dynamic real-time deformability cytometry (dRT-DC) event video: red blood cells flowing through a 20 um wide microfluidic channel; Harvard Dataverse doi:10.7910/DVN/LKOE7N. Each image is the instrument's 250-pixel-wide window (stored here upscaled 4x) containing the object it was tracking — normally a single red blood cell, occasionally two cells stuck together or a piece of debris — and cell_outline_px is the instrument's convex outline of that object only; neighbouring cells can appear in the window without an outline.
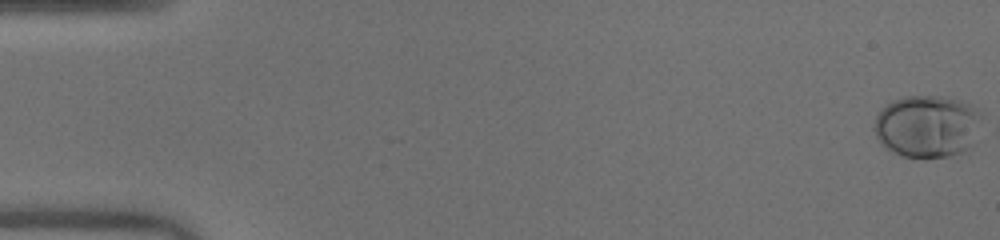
{"species": "human", "species_latin": "Homo sapiens", "temperature_condition": "warm", "stored_images_in_passage": 52, "camera_frame_rate_fps": 3000, "um_per_image_px": 0.085, "donor": {"sex": "male"}, "frame": {"image": 1, "passage_image": 1, "time_ms": 0.0, "image_size_px": [1000, 240], "cell_outline_px": [[976, 116], [972, 144], [964, 152], [948, 156], [904, 156], [884, 148], [880, 144], [872, 128], [876, 116], [892, 100], [908, 96], [948, 96], [972, 104], [976, 108]], "centroid_in_image_um": [78.72, 10.71], "position_along_channel_um": 6.3, "area_um2": 38.26}}
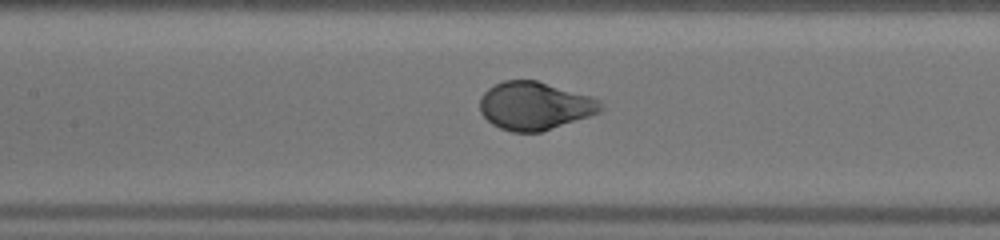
{"frame": {"image": 2, "passage_image": 25, "time_ms": 8.0, "image_size_px": [1000, 240], "cell_outline_px": [[604, 108], [600, 112], [540, 132], [512, 132], [500, 128], [492, 124], [480, 112], [480, 96], [488, 88], [504, 80], [536, 80], [592, 96], [600, 100]], "centroid_in_image_um": [45.45, 8.99], "position_along_channel_um": 162.0, "area_um2": 33.76}}
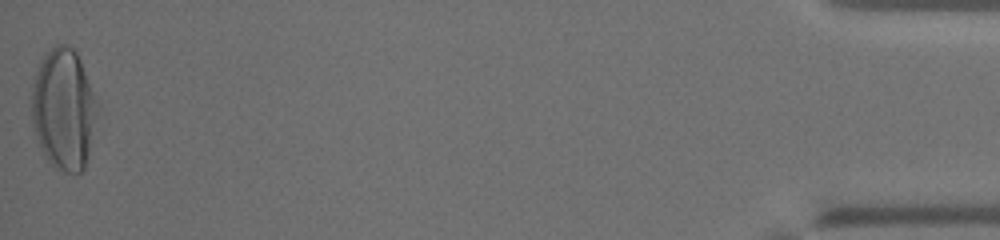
{"frame": {"image": 3, "passage_image": 52, "time_ms": 17.0, "image_size_px": [1000, 240], "cell_outline_px": [[96, 112], [88, 156], [84, 168], [80, 172], [64, 172], [56, 168], [44, 156], [32, 120], [32, 88], [36, 72], [40, 60], [56, 44], [64, 44], [72, 48], [76, 52], [80, 60], [96, 100]], "centroid_in_image_um": [5.39, 9.27], "position_along_channel_um": 429.8, "area_um2": 45.32}, "authors_computed_cell_mechanics": {"area_um2": 35.2002, "velocity_mm_per_s": 4.0374, "shape_relaxation_time_tau1_ms": 3.4369, "shape_relaxation_time_tau2_ms": null, "deformation_change_tau1": 0.2088, "deformation_change_tau2": null}}